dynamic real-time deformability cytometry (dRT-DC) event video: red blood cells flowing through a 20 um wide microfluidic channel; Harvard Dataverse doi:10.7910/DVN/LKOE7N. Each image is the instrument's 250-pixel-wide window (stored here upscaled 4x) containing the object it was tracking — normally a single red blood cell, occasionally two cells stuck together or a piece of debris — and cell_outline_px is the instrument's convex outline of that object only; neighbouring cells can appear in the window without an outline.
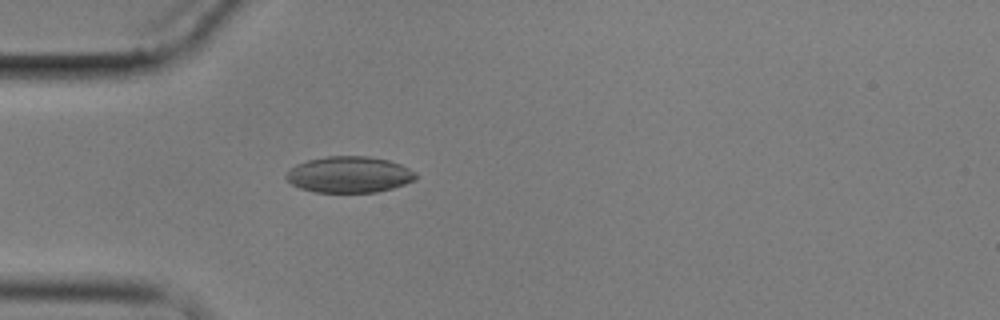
{"species": "common noctule bat (a hibernating species)", "species_latin": "Nyctalus noctula", "temperature_condition": "cold", "stored_images_in_passage": 5, "camera_frame_rate_fps": 3000, "um_per_image_px": 0.085, "animal": {"sex": "male", "body_mass_g": 17.9}, "frame": {"image": 1, "passage_image": 5, "time_ms": 4.667, "image_size_px": [1000, 320], "cell_outline_px": [[416, 180], [392, 188], [376, 192], [316, 192], [300, 188], [292, 184], [284, 176], [296, 164], [308, 160], [328, 156], [368, 156], [388, 160], [400, 164], [416, 172]], "centroid_in_image_um": [29.69, 14.83], "position_along_channel_um": 55.3, "area_um2": 27.22}}